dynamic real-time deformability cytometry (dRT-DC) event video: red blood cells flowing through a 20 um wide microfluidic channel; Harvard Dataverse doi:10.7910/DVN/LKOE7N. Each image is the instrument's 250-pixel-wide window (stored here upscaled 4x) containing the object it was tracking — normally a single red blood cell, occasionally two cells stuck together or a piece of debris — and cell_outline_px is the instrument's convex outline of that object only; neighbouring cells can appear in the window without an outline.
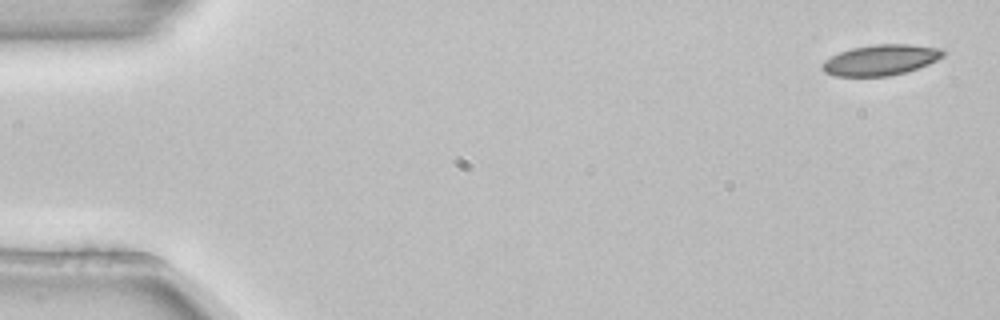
{"species": "common noctule bat (a hibernating species)", "species_latin": "Nyctalus noctula", "temperature_condition": "room temperature", "stored_images_in_passage": 5, "camera_frame_rate_fps": 3000, "um_per_image_px": 0.085, "animal": {"sex": "female", "body_mass_g": 22.7, "forearm_length_mm": 54.2}, "frame": {"image": 1, "passage_image": 1, "time_ms": 0.0, "image_size_px": [1000, 320], "cell_outline_px": [[948, 52], [944, 56], [928, 64], [904, 72], [888, 76], [836, 76], [824, 72], [820, 68], [820, 64], [824, 60], [840, 52], [852, 48], [876, 44], [908, 44], [940, 48]], "centroid_in_image_um": [74.85, 5.09], "position_along_channel_um": 10.2, "area_um2": 21.56}}
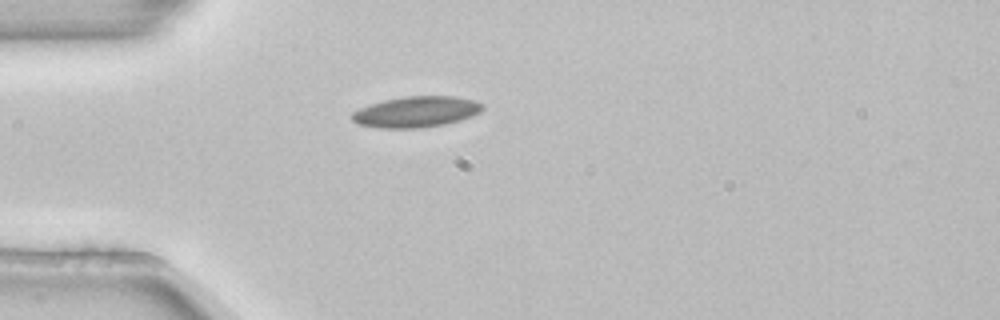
{"frame": {"image": 2, "passage_image": 4, "time_ms": 1.0, "image_size_px": [1000, 320], "cell_outline_px": [[484, 108], [480, 112], [472, 116], [460, 120], [444, 124], [420, 128], [380, 128], [356, 124], [352, 120], [352, 112], [368, 104], [384, 100], [404, 96], [456, 96], [476, 100], [484, 104]], "centroid_in_image_um": [35.39, 9.5], "position_along_channel_um": 49.6, "area_um2": 23.76}}